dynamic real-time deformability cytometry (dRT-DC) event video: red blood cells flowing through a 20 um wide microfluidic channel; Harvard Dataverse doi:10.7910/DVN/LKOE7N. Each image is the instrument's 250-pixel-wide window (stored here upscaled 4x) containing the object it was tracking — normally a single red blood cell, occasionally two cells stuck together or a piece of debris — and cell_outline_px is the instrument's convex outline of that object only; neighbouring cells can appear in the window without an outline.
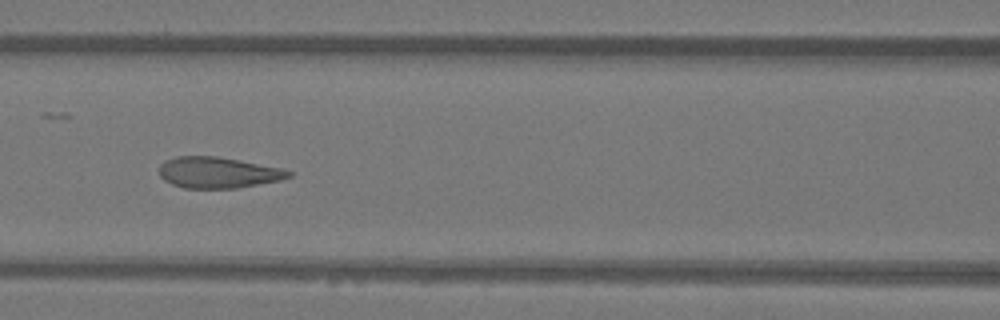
{"species": "Egyptian fruit bat (a non-hibernating species)", "species_latin": "Rousettus aegyptiacus", "temperature_condition": "warm", "stored_images_in_passage": 17, "camera_frame_rate_fps": 3000, "um_per_image_px": 0.085, "animal": {"sex": "female"}, "frame": {"image": 1, "passage_image": 10, "time_ms": 3.0, "image_size_px": [1000, 320], "cell_outline_px": [[292, 176], [280, 180], [236, 188], [184, 188], [172, 184], [164, 180], [160, 176], [160, 164], [164, 160], [176, 156], [216, 156], [240, 160], [280, 168], [292, 172]], "centroid_in_image_um": [18.5, 14.66], "position_along_channel_um": 148.1, "area_um2": 23.35}}